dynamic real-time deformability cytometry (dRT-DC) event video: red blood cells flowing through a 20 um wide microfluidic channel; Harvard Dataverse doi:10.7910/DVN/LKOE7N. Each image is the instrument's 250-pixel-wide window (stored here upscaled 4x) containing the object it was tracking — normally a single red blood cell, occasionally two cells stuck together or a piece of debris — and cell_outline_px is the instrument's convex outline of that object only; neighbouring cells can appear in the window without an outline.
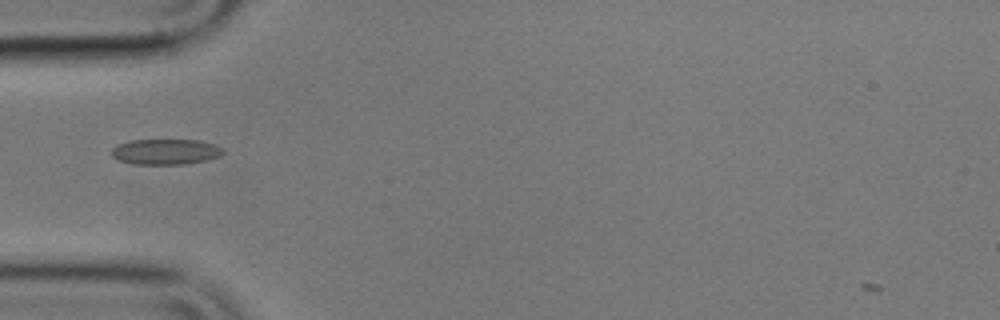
{"species": "common noctule bat (a hibernating species)", "species_latin": "Nyctalus noctula", "temperature_condition": "cold", "stored_images_in_passage": 41, "camera_frame_rate_fps": 3000, "um_per_image_px": 0.085, "animal": {"sex": "male", "body_mass_g": 17.9}, "frame": {"image": 1, "passage_image": 3, "time_ms": 0.667, "image_size_px": [1000, 320], "cell_outline_px": [[224, 152], [220, 156], [204, 160], [184, 164], [132, 164], [120, 160], [112, 156], [112, 148], [120, 144], [132, 140], [200, 140], [216, 144], [224, 148]], "centroid_in_image_um": [14.12, 12.89], "position_along_channel_um": 70.9, "area_um2": 16.53}}
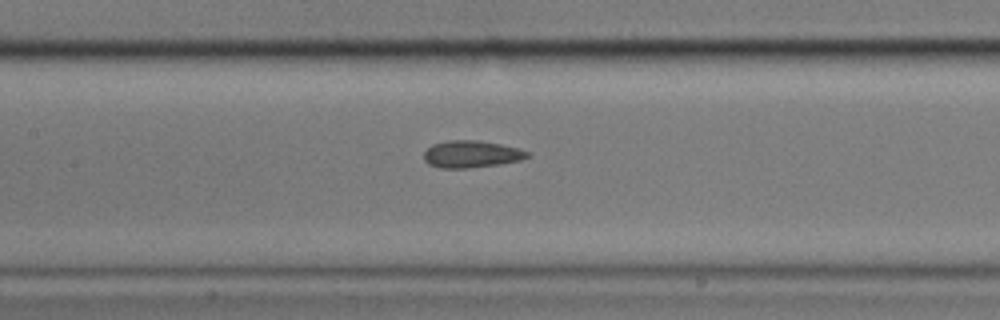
{"frame": {"image": 2, "passage_image": 11, "time_ms": 3.333, "image_size_px": [1000, 320], "cell_outline_px": [[532, 156], [520, 160], [500, 164], [468, 168], [440, 168], [428, 164], [424, 160], [424, 152], [432, 144], [448, 140], [476, 140], [500, 144], [520, 148], [528, 152]], "centroid_in_image_um": [40.07, 13.1], "position_along_channel_um": 167.3, "area_um2": 16.42}}
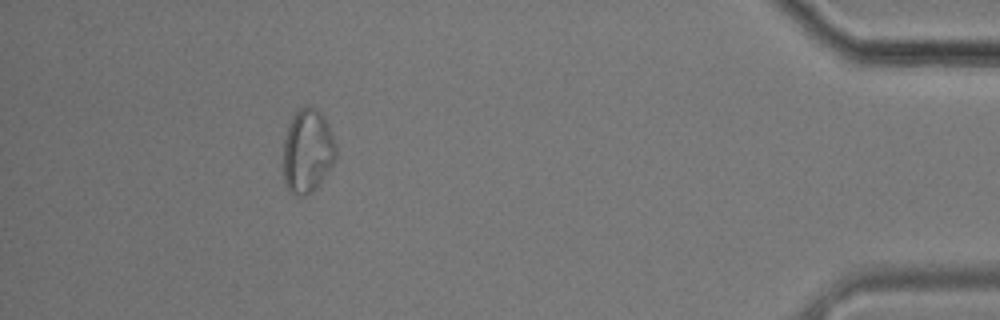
{"frame": {"image": 3, "passage_image": 36, "time_ms": 11.667, "image_size_px": [1000, 320], "cell_outline_px": [[336, 156], [332, 164], [316, 188], [312, 192], [304, 196], [296, 196], [288, 192], [284, 184], [284, 140], [292, 116], [304, 104], [308, 104], [316, 108], [324, 116], [328, 124], [336, 144]], "centroid_in_image_um": [26.13, 12.83], "position_along_channel_um": 409.1, "area_um2": 25.89}, "authors_computed_cell_mechanics": {"area_um2": 16.5308, "velocity_mm_per_s": 3.578, "shape_relaxation_time_tau1_ms": null, "shape_relaxation_time_tau2_ms": 3.2559, "deformation_change_tau1": null, "deformation_change_tau2": 0.0873}}